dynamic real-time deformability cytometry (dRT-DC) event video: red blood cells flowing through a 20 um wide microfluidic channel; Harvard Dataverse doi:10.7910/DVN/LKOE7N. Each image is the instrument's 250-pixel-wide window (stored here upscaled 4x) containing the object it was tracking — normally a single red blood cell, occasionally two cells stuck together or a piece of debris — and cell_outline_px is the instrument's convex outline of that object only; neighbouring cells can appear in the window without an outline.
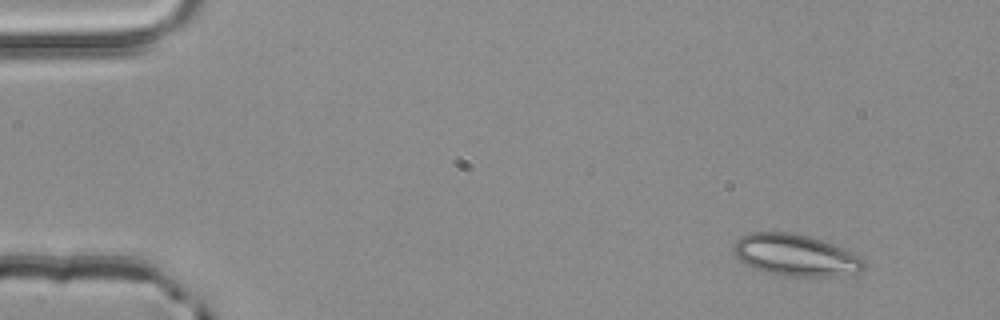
{"species": "common noctule bat (a hibernating species)", "species_latin": "Nyctalus noctula", "temperature_condition": "room temperature", "stored_images_in_passage": 3, "camera_frame_rate_fps": 3000, "um_per_image_px": 0.085, "animal": {"sex": "male", "body_mass_g": 20.4}, "frame": {"image": 1, "passage_image": 1, "time_ms": 0.0, "image_size_px": [1000, 320], "cell_outline_px": [[864, 272], [840, 276], [784, 276], [764, 272], [752, 268], [740, 260], [736, 256], [732, 248], [736, 240], [740, 236], [748, 232], [792, 232], [808, 236], [848, 248], [860, 256], [864, 260]], "centroid_in_image_um": [67.65, 21.69], "position_along_channel_um": 17.3, "area_um2": 32.31}}